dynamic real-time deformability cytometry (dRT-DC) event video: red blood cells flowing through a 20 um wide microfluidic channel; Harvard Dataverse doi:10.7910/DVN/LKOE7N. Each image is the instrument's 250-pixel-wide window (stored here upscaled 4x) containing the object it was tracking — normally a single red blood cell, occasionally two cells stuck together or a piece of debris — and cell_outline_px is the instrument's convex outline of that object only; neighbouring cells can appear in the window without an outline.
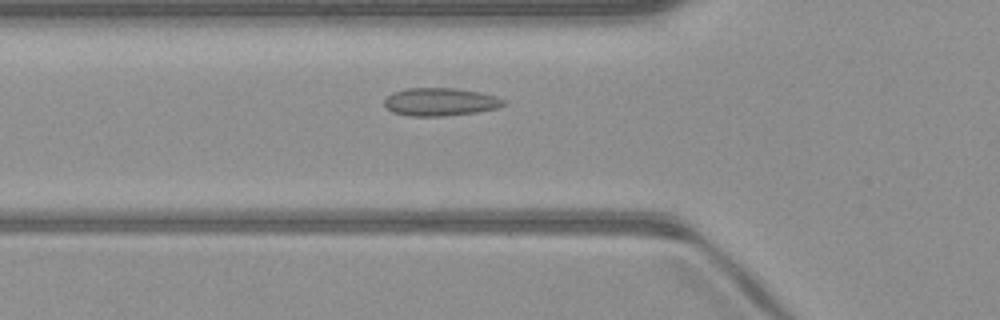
{"species": "common noctule bat (a hibernating species)", "species_latin": "Nyctalus noctula", "temperature_condition": "warm", "stored_images_in_passage": 46, "camera_frame_rate_fps": 3000, "um_per_image_px": 0.085, "animal": {"sex": "male", "body_mass_g": 23.1, "forearm_length_mm": 52.7}, "frame": {"image": 1, "passage_image": 13, "time_ms": 4.0, "image_size_px": [1000, 320], "cell_outline_px": [[508, 104], [500, 108], [476, 112], [444, 116], [408, 116], [392, 112], [384, 104], [384, 100], [392, 92], [408, 88], [456, 88], [480, 92], [496, 96], [508, 100]], "centroid_in_image_um": [37.48, 8.66], "position_along_channel_um": 88.3, "area_um2": 19.71}}
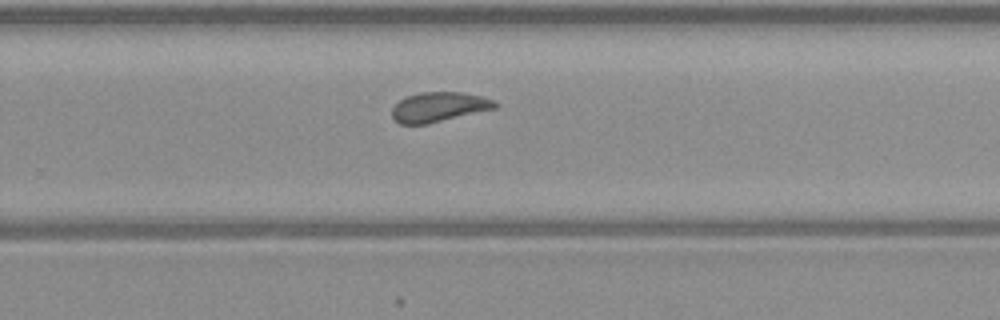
{"frame": {"image": 2, "passage_image": 28, "time_ms": 9.0, "image_size_px": [1000, 320], "cell_outline_px": [[500, 104], [496, 108], [428, 124], [400, 124], [392, 116], [392, 108], [400, 100], [408, 96], [420, 92], [460, 92], [480, 96], [496, 100]], "centroid_in_image_um": [37.34, 9.09], "position_along_channel_um": 292.5, "area_um2": 17.8}}
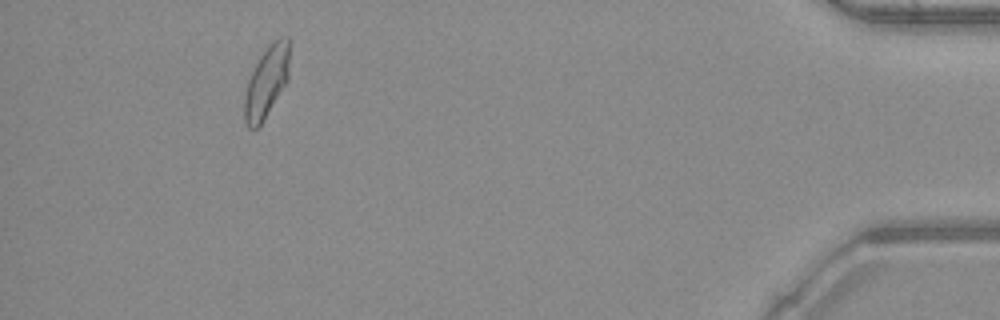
{"frame": {"image": 3, "passage_image": 42, "time_ms": 13.667, "image_size_px": [1000, 320], "cell_outline_px": [[288, 80], [260, 124], [256, 128], [248, 128], [244, 120], [244, 96], [248, 80], [260, 56], [268, 44], [272, 40], [280, 36], [288, 36]], "centroid_in_image_um": [22.64, 6.92], "position_along_channel_um": 412.6, "area_um2": 18.44}, "authors_computed_cell_mechanics": {"area_um2": 18.6694, "velocity_mm_per_s": 4.0866, "shape_relaxation_time_tau1_ms": null, "shape_relaxation_time_tau2_ms": 0.5316, "deformation_change_tau1": null, "deformation_change_tau2": 0.0605}}